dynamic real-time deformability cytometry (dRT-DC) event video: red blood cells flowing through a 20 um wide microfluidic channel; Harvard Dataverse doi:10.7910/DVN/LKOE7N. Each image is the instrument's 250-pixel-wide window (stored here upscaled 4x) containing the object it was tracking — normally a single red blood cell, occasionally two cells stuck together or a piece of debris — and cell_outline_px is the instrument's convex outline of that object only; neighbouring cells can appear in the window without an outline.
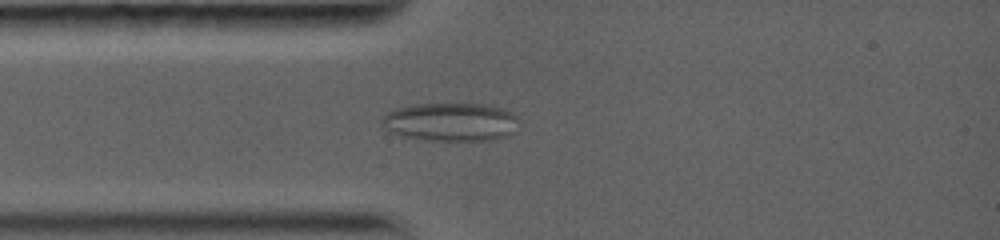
{"species": "common noctule bat (a hibernating species)", "species_latin": "Nyctalus noctula", "temperature_condition": "warm", "stored_images_in_passage": 2, "camera_frame_rate_fps": 5000, "um_per_image_px": 0.085, "animal": {"sex": "female", "body_mass_g": 19.0, "forearm_length_mm": 56.7}, "frame": {"image": 1, "passage_image": 2, "time_ms": 0.8, "image_size_px": [1000, 240], "cell_outline_px": [[520, 120], [516, 132], [508, 136], [492, 140], [468, 144], [428, 140], [404, 136], [388, 132], [380, 124], [380, 120], [388, 112], [396, 108], [420, 104], [484, 104], [504, 108], [512, 112]], "centroid_in_image_um": [38.38, 10.42], "position_along_channel_um": 46.6, "area_um2": 31.91}}